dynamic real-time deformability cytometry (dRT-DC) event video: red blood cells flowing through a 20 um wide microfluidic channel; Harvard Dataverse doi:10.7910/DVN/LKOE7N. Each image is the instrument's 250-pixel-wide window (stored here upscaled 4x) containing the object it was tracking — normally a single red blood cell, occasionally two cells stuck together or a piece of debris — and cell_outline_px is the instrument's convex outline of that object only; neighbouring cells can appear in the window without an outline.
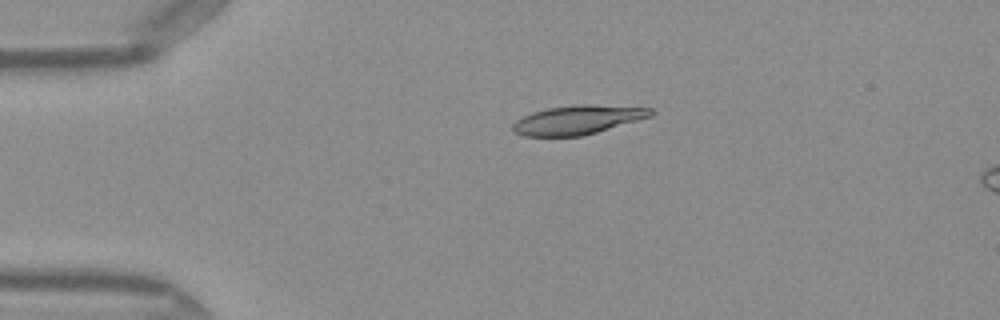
{"species": "Egyptian fruit bat (a non-hibernating species)", "species_latin": "Rousettus aegyptiacus", "temperature_condition": "warm", "stored_images_in_passage": 43, "camera_frame_rate_fps": 3000, "um_per_image_px": 0.085, "frame": {"image": 1, "passage_image": 4, "time_ms": 1.0, "image_size_px": [1000, 320], "cell_outline_px": [[656, 112], [652, 116], [584, 136], [524, 136], [516, 132], [512, 128], [512, 124], [516, 120], [532, 112], [548, 108], [580, 104], [588, 104], [652, 108]], "centroid_in_image_um": [49.13, 10.18], "position_along_channel_um": 35.9, "area_um2": 23.29}}
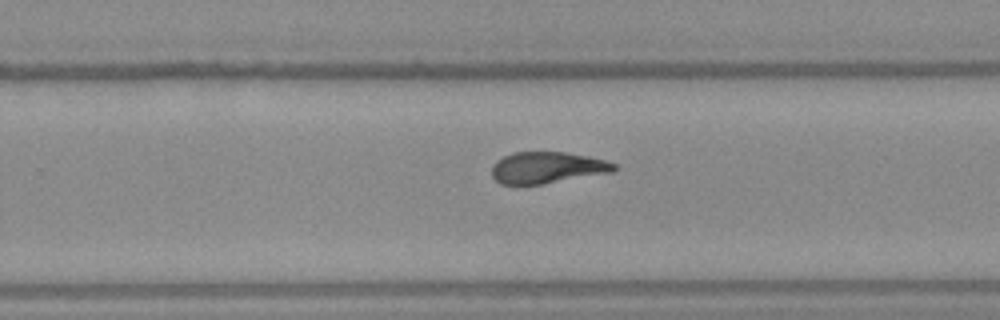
{"frame": {"image": 2, "passage_image": 25, "time_ms": 8.0, "image_size_px": [1000, 320], "cell_outline_px": [[616, 168], [612, 172], [540, 184], [500, 184], [492, 176], [492, 164], [496, 160], [512, 152], [564, 152], [588, 156], [604, 160], [616, 164]], "centroid_in_image_um": [46.47, 14.24], "position_along_channel_um": 283.3, "area_um2": 22.25}}
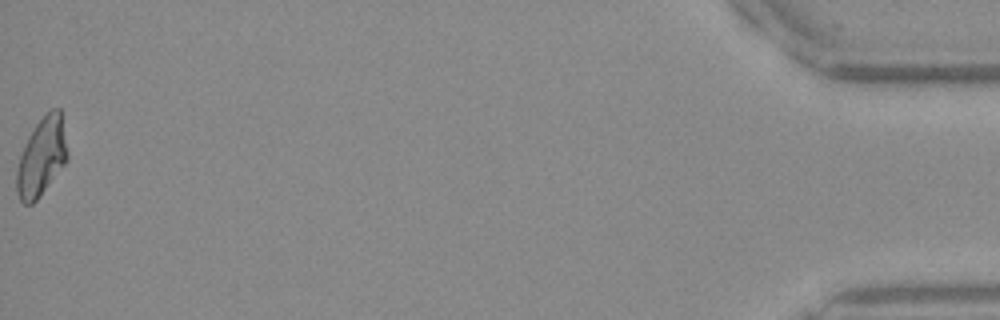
{"frame": {"image": 3, "passage_image": 43, "time_ms": 14.0, "image_size_px": [1000, 320], "cell_outline_px": [[68, 160], [36, 200], [32, 204], [24, 204], [20, 200], [16, 192], [16, 172], [20, 156], [28, 136], [36, 124], [52, 108], [60, 108], [68, 152]], "centroid_in_image_um": [3.53, 13.35], "position_along_channel_um": 431.7, "area_um2": 22.89}, "authors_computed_cell_mechanics": {"area_um2": 23.0622, "velocity_mm_per_s": 4.0993, "shape_relaxation_time_tau1_ms": null, "shape_relaxation_time_tau2_ms": 2.1581, "deformation_change_tau1": null, "deformation_change_tau2": 0.0925}}